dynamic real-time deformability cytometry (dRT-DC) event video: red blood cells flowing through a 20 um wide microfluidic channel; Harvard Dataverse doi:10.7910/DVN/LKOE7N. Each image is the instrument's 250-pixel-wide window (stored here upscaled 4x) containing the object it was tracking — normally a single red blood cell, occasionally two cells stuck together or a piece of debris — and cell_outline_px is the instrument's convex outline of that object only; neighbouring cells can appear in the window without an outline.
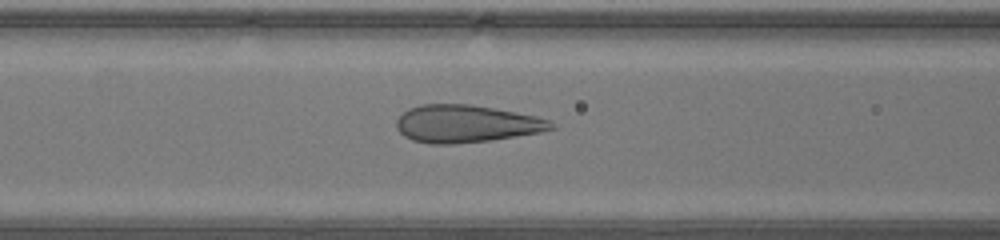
{"species": "human", "species_latin": "Homo sapiens", "temperature_condition": "warm", "stored_images_in_passage": 44, "camera_frame_rate_fps": 3000, "um_per_image_px": 0.085, "donor": {"sex": "male"}, "frame": {"image": 1, "passage_image": 17, "time_ms": 5.333, "image_size_px": [1000, 240], "cell_outline_px": [[556, 128], [540, 132], [492, 140], [452, 144], [432, 144], [412, 140], [404, 136], [396, 128], [396, 120], [408, 108], [420, 104], [472, 104], [516, 112], [536, 116], [548, 120], [556, 124]], "centroid_in_image_um": [39.62, 10.52], "position_along_channel_um": 127.0, "area_um2": 33.93}}
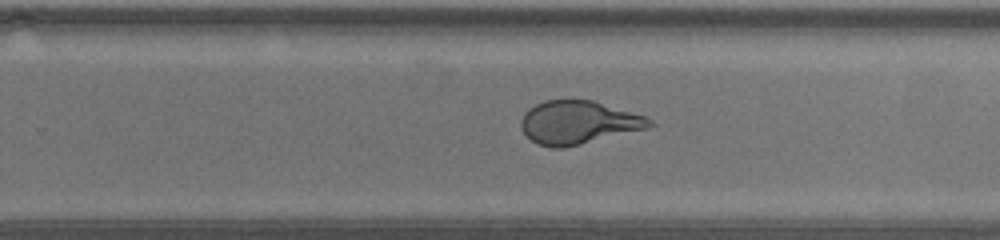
{"frame": {"image": 2, "passage_image": 27, "time_ms": 8.667, "image_size_px": [1000, 240], "cell_outline_px": [[656, 124], [648, 128], [564, 148], [552, 148], [536, 144], [524, 132], [520, 124], [520, 120], [524, 112], [528, 108], [544, 100], [592, 100], [644, 116], [652, 120]], "centroid_in_image_um": [49.13, 10.41], "position_along_channel_um": 280.7, "area_um2": 32.25}}
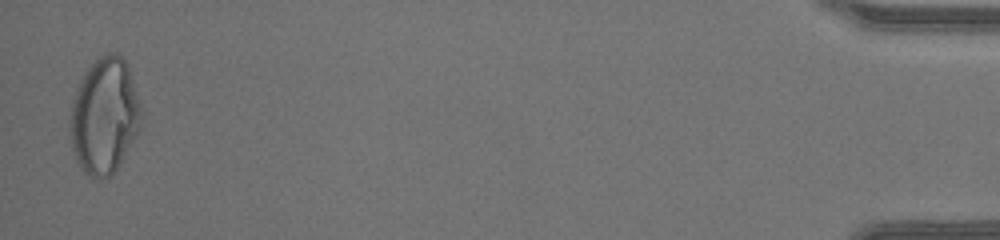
{"frame": {"image": 3, "passage_image": 43, "time_ms": 14.0, "image_size_px": [1000, 240], "cell_outline_px": [[140, 128], [120, 164], [108, 176], [100, 180], [92, 176], [76, 160], [72, 148], [72, 104], [76, 88], [84, 72], [104, 52], [112, 52], [120, 56], [128, 64], [140, 108]], "centroid_in_image_um": [8.89, 9.82], "position_along_channel_um": 426.3, "area_um2": 46.88}}